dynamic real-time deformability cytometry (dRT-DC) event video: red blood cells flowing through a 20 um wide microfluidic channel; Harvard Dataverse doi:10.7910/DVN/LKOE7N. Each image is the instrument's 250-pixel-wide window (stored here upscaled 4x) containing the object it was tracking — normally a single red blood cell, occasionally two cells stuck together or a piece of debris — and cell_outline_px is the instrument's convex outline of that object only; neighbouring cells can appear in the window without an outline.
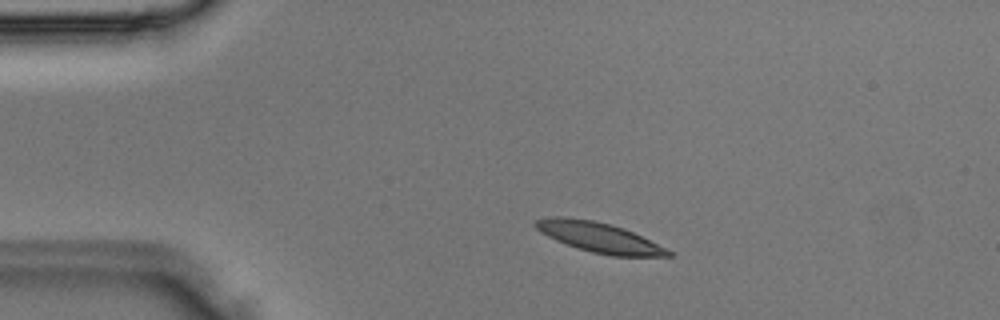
{"species": "Egyptian fruit bat (a non-hibernating species)", "species_latin": "Rousettus aegyptiacus", "temperature_condition": "room temperature", "stored_images_in_passage": 3, "camera_frame_rate_fps": 3000, "um_per_image_px": 0.085, "animal": {"sex": "male"}, "frame": {"image": 1, "passage_image": 2, "time_ms": 0.333, "image_size_px": [1000, 320], "cell_outline_px": [[676, 252], [672, 256], [612, 256], [592, 252], [556, 240], [540, 232], [532, 224], [536, 220], [556, 216], [564, 216], [592, 220], [608, 224], [632, 232]], "centroid_in_image_um": [50.95, 20.18], "position_along_channel_um": 34.1, "area_um2": 22.83}}